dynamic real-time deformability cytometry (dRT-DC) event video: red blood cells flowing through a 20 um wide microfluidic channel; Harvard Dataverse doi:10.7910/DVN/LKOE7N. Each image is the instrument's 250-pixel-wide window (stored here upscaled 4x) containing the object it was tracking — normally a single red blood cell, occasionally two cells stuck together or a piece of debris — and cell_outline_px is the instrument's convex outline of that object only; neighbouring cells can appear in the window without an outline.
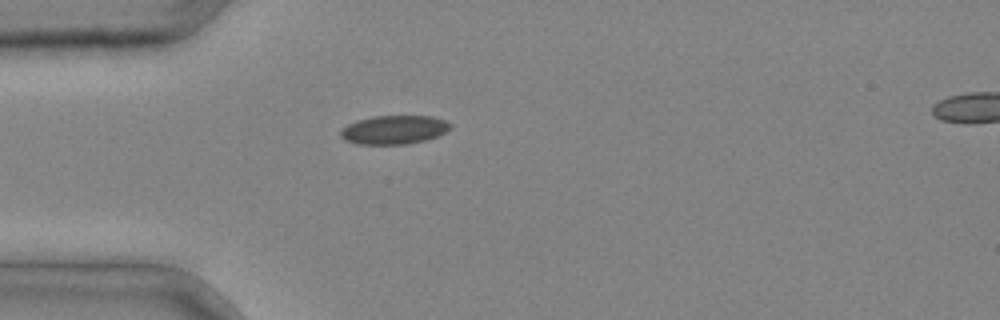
{"species": "common noctule bat (a hibernating species)", "species_latin": "Nyctalus noctula", "temperature_condition": "cold", "stored_images_in_passage": 1, "camera_frame_rate_fps": 3000, "um_per_image_px": 0.085, "animal": {"sex": "male", "body_mass_g": 20.4}, "frame": {"image": 1, "passage_image": 1, "time_ms": 0.0, "image_size_px": [1000, 320], "cell_outline_px": [[452, 128], [436, 136], [424, 140], [408, 144], [356, 144], [344, 140], [340, 136], [340, 132], [348, 124], [356, 120], [372, 116], [432, 116], [444, 120], [452, 124]], "centroid_in_image_um": [33.48, 11.03], "position_along_channel_um": 51.5, "area_um2": 18.38}}